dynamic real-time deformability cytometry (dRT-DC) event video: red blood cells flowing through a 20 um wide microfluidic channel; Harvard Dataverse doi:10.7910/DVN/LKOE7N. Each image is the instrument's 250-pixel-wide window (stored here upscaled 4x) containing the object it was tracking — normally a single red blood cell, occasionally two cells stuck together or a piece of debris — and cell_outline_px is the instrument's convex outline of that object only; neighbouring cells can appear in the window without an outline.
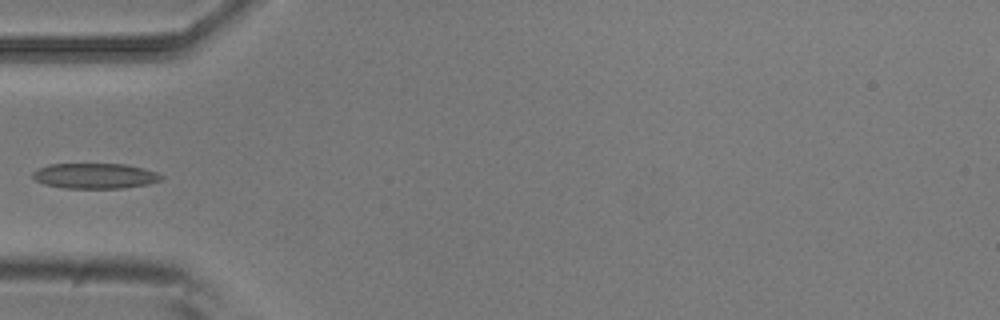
{"species": "common noctule bat (a hibernating species)", "species_latin": "Nyctalus noctula", "temperature_condition": "room temperature", "stored_images_in_passage": 4, "camera_frame_rate_fps": 3000, "um_per_image_px": 0.085, "animal": {"sex": "male", "body_mass_g": 20.5, "forearm_length_mm": 52.5}, "frame": {"image": 1, "passage_image": 4, "time_ms": 1.0, "image_size_px": [1000, 320], "cell_outline_px": [[164, 176], [160, 180], [148, 184], [124, 188], [64, 188], [44, 184], [36, 180], [32, 176], [32, 172], [36, 168], [52, 164], [124, 164], [144, 168], [156, 172]], "centroid_in_image_um": [8.06, 14.95], "position_along_channel_um": 76.9, "area_um2": 19.02}}